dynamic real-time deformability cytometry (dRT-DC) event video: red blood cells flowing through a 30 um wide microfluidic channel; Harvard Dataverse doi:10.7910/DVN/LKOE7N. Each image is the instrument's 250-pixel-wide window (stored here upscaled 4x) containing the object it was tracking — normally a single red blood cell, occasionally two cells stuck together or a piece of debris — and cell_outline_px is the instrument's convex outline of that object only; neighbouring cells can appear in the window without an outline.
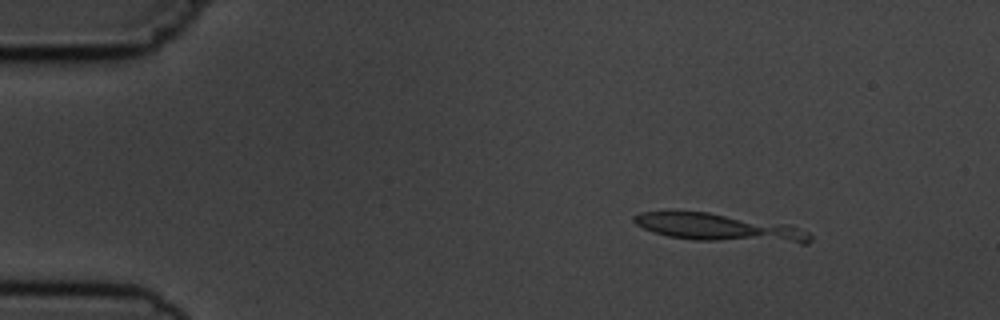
{"species": "common noctule bat (a hibernating species)", "species_latin": "Nyctalus noctula", "temperature_condition": "cold", "stored_images_in_passage": 5, "camera_frame_rate_fps": 3000, "um_per_image_px": 0.085, "animal": {"sex": "male", "body_mass_g": 19.5, "forearm_length_mm": 54.6}, "frame": {"image": 1, "passage_image": 3, "time_ms": 2.333, "image_size_px": [1000, 320], "cell_outline_px": [[812, 240], [808, 244], [800, 244], [692, 240], [668, 236], [652, 232], [636, 224], [632, 220], [632, 216], [640, 212], [708, 212], [788, 224], [808, 232], [812, 236]], "centroid_in_image_um": [61.21, 19.37], "position_along_channel_um": 23.8, "area_um2": 28.78}}